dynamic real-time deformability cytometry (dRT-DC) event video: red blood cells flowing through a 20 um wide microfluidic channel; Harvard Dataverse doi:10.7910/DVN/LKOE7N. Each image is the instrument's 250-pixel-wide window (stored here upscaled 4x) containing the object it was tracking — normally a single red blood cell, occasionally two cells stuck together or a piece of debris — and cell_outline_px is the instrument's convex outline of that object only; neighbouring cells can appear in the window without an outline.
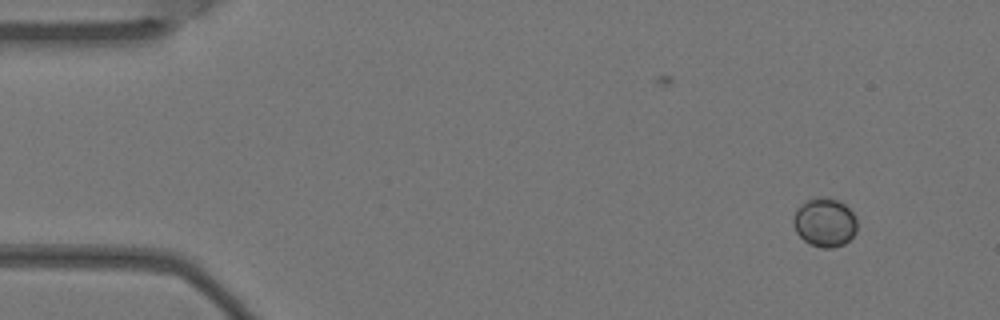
{"species": "Egyptian fruit bat (a non-hibernating species)", "species_latin": "Rousettus aegyptiacus", "temperature_condition": "warm", "stored_images_in_passage": 3, "camera_frame_rate_fps": 3000, "um_per_image_px": 0.085, "animal": {"sex": "female"}, "frame": {"image": 1, "passage_image": 1, "time_ms": 0.0, "image_size_px": [1000, 320], "cell_outline_px": [[856, 232], [844, 244], [832, 248], [820, 248], [804, 240], [796, 232], [792, 224], [792, 220], [796, 208], [804, 200], [816, 196], [828, 196], [844, 204], [852, 212], [856, 220]], "centroid_in_image_um": [70.06, 18.87], "position_along_channel_um": 14.9, "area_um2": 18.38}}
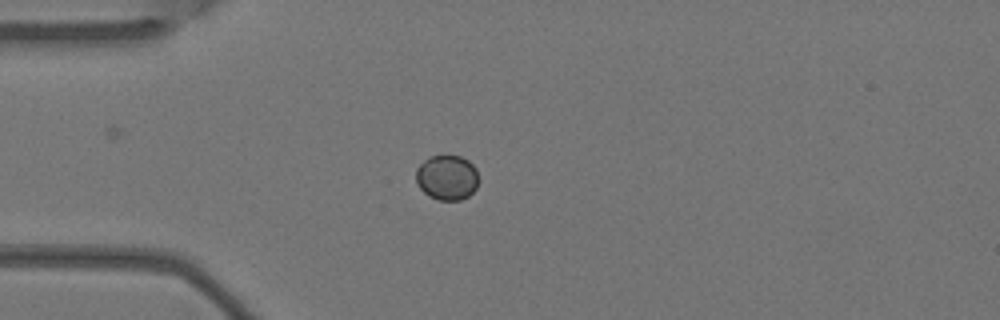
{"frame": {"image": 2, "passage_image": 3, "time_ms": 0.667, "image_size_px": [1000, 320], "cell_outline_px": [[480, 180], [476, 188], [468, 196], [460, 200], [440, 200], [428, 196], [416, 184], [416, 168], [428, 156], [460, 156], [468, 160], [476, 168]], "centroid_in_image_um": [38.0, 15.09], "position_along_channel_um": 47.0, "area_um2": 16.65}}